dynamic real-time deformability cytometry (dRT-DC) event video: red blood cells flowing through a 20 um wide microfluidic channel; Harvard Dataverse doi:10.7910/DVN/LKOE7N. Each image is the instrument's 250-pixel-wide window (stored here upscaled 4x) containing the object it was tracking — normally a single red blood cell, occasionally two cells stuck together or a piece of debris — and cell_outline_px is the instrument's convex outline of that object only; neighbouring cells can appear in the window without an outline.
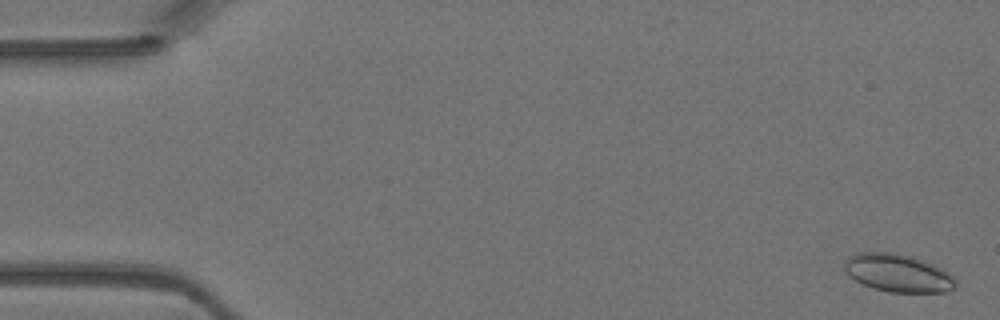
{"species": "Egyptian fruit bat (a non-hibernating species)", "species_latin": "Rousettus aegyptiacus", "temperature_condition": "warm", "stored_images_in_passage": 47, "camera_frame_rate_fps": 3000, "um_per_image_px": 0.085, "animal": {"sex": "female"}, "frame": {"image": 1, "passage_image": 2, "time_ms": 0.333, "image_size_px": [1000, 320], "cell_outline_px": [[956, 284], [948, 292], [888, 292], [872, 288], [848, 276], [844, 272], [844, 260], [848, 256], [856, 252], [892, 252], [912, 256], [924, 260], [948, 272], [956, 280]], "centroid_in_image_um": [76.27, 23.19], "position_along_channel_um": 8.7, "area_um2": 24.74}}
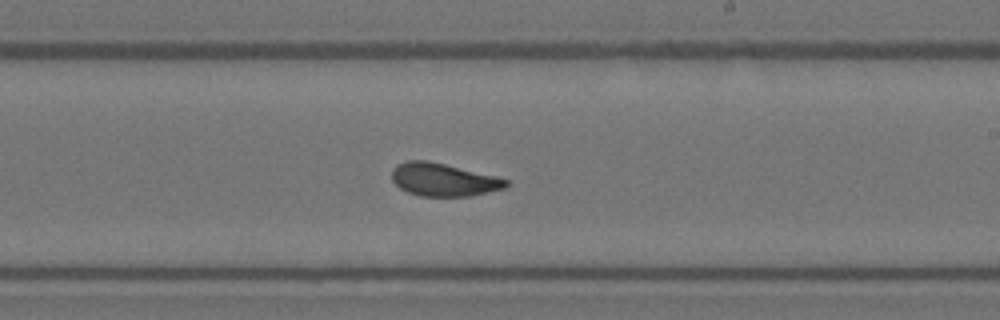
{"frame": {"image": 2, "passage_image": 28, "time_ms": 9.0, "image_size_px": [1000, 320], "cell_outline_px": [[508, 184], [504, 188], [472, 196], [420, 196], [408, 192], [400, 188], [392, 180], [392, 168], [396, 164], [408, 160], [428, 160], [496, 176], [508, 180]], "centroid_in_image_um": [37.67, 15.27], "position_along_channel_um": 251.3, "area_um2": 21.91}}
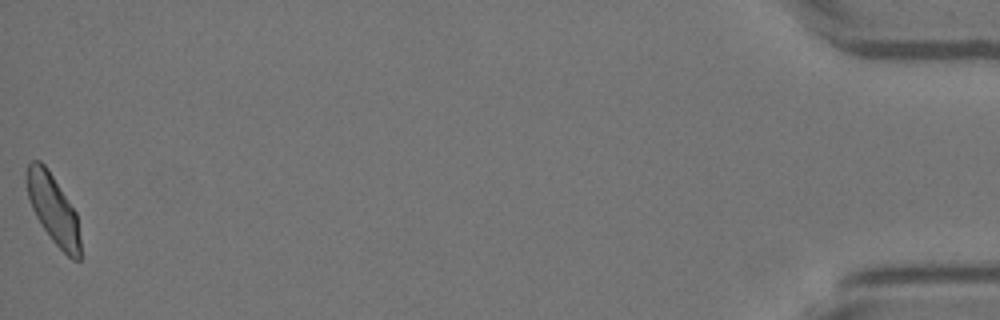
{"frame": {"image": 3, "passage_image": 47, "time_ms": 15.333, "image_size_px": [1000, 320], "cell_outline_px": [[80, 260], [72, 260], [52, 240], [36, 216], [32, 208], [28, 196], [24, 180], [28, 164], [32, 160], [40, 160], [44, 164], [76, 212], [80, 240]], "centroid_in_image_um": [4.5, 17.76], "position_along_channel_um": 430.7, "area_um2": 21.33}}